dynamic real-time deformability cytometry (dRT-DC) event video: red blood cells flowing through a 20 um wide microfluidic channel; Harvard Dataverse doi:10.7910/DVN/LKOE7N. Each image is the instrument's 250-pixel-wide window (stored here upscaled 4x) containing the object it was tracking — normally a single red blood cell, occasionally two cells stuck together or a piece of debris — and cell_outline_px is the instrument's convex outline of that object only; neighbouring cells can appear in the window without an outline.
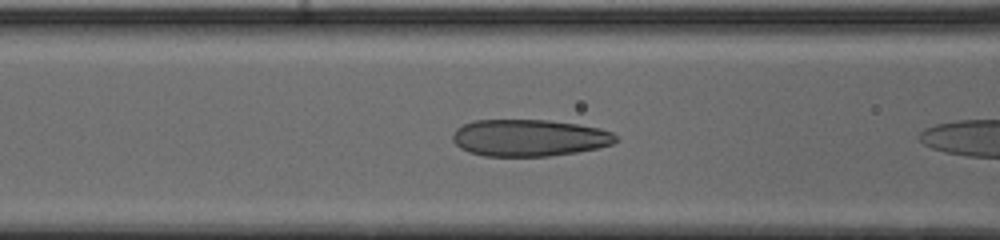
{"species": "human", "species_latin": "Homo sapiens", "temperature_condition": "cold", "stored_images_in_passage": 24, "camera_frame_rate_fps": 3000, "um_per_image_px": 0.085, "donor": {"sex": "male"}, "frame": {"image": 1, "passage_image": 3, "time_ms": 0.667, "image_size_px": [1000, 240], "cell_outline_px": [[616, 140], [612, 144], [596, 148], [576, 152], [548, 156], [484, 156], [468, 152], [460, 148], [452, 140], [452, 132], [456, 128], [464, 124], [476, 120], [548, 120], [576, 124], [600, 128], [612, 132], [616, 136]], "centroid_in_image_um": [44.94, 11.71], "position_along_channel_um": 121.7, "area_um2": 35.03}}
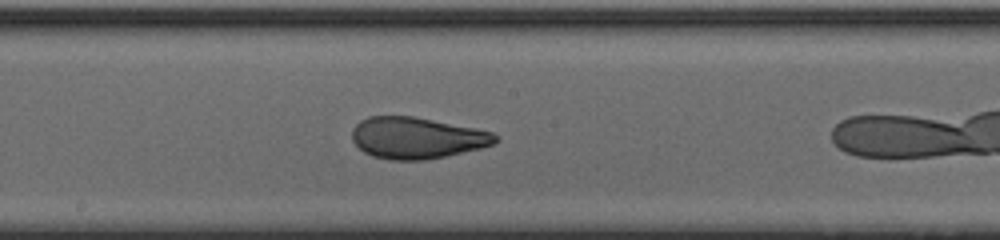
{"frame": {"image": 2, "passage_image": 10, "time_ms": 3.0, "image_size_px": [1000, 240], "cell_outline_px": [[500, 140], [492, 144], [480, 148], [444, 156], [424, 160], [392, 160], [372, 156], [364, 152], [352, 140], [352, 128], [360, 120], [368, 116], [412, 116], [476, 128], [492, 132], [500, 136]], "centroid_in_image_um": [35.42, 11.71], "position_along_channel_um": 212.8, "area_um2": 34.56}}
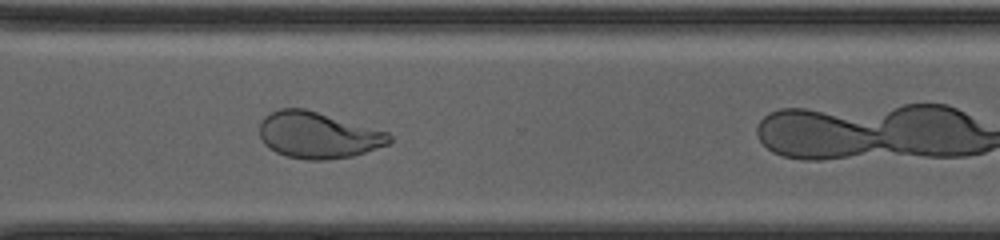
{"frame": {"image": 3, "passage_image": 20, "time_ms": 6.333, "image_size_px": [1000, 240], "cell_outline_px": [[392, 140], [388, 144], [352, 156], [324, 160], [304, 160], [288, 156], [276, 152], [268, 148], [264, 144], [260, 136], [260, 120], [264, 116], [280, 108], [304, 108], [388, 132], [392, 136]], "centroid_in_image_um": [27.0, 11.49], "position_along_channel_um": 343.6, "area_um2": 34.97}}